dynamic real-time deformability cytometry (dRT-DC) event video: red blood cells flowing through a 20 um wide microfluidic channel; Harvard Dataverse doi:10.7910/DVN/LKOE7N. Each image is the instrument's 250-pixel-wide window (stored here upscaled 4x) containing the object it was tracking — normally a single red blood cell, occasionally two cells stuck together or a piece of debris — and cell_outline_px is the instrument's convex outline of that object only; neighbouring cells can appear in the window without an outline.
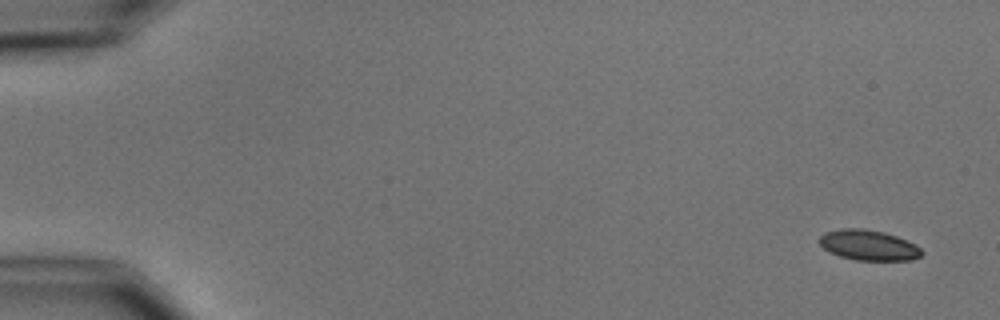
{"species": "common noctule bat (a hibernating species)", "species_latin": "Nyctalus noctula", "temperature_condition": "cold", "stored_images_in_passage": 5, "camera_frame_rate_fps": 3000, "um_per_image_px": 0.085, "animal": {"sex": "male", "body_mass_g": 15.6}, "frame": {"image": 1, "passage_image": 1, "time_ms": 0.0, "image_size_px": [1000, 320], "cell_outline_px": [[924, 252], [920, 256], [912, 260], [856, 260], [840, 256], [828, 252], [816, 240], [824, 232], [840, 228], [864, 228], [884, 232], [896, 236], [916, 244]], "centroid_in_image_um": [73.8, 20.83], "position_along_channel_um": 11.2, "area_um2": 18.32}}
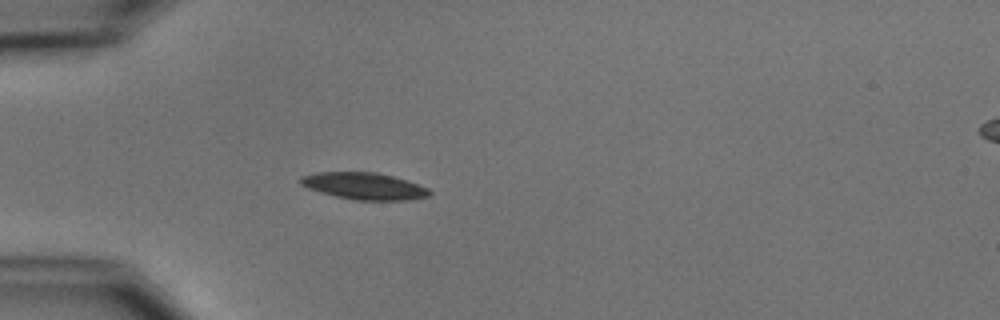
{"frame": {"image": 2, "passage_image": 5, "time_ms": 4.667, "image_size_px": [1000, 320], "cell_outline_px": [[432, 192], [428, 196], [408, 200], [356, 200], [336, 196], [320, 192], [308, 188], [300, 184], [300, 176], [316, 172], [376, 172], [408, 180], [428, 188]], "centroid_in_image_um": [30.95, 15.81], "position_along_channel_um": 54.1, "area_um2": 20.17}}